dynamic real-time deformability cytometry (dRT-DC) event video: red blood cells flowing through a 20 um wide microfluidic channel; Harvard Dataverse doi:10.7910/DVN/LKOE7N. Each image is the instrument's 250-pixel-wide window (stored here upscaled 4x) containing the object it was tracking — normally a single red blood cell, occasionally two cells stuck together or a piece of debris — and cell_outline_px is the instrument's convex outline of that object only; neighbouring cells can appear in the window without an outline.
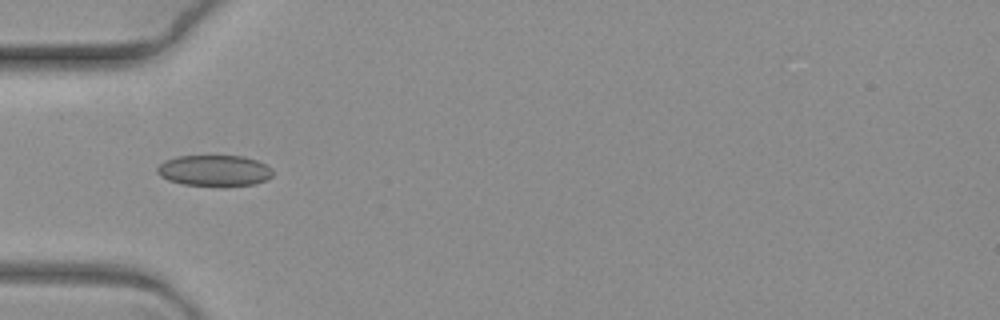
{"species": "common noctule bat (a hibernating species)", "species_latin": "Nyctalus noctula", "temperature_condition": "warm", "stored_images_in_passage": 6, "camera_frame_rate_fps": 3000, "um_per_image_px": 0.085, "animal": {"sex": "female", "body_mass_g": 19.3, "forearm_length_mm": 54.1}, "frame": {"image": 1, "passage_image": 4, "time_ms": 1.0, "image_size_px": [1000, 320], "cell_outline_px": [[272, 176], [268, 180], [252, 184], [184, 184], [168, 180], [160, 176], [156, 172], [156, 168], [164, 160], [176, 156], [244, 156], [256, 160], [264, 164], [272, 172]], "centroid_in_image_um": [18.17, 14.47], "position_along_channel_um": 66.8, "area_um2": 20.35}}
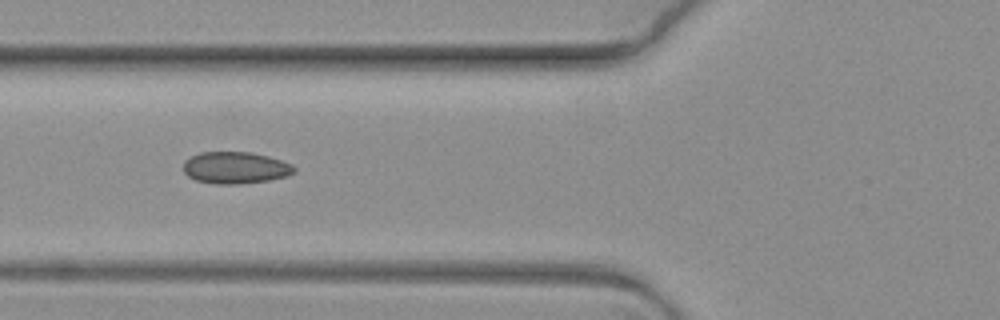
{"frame": {"image": 2, "passage_image": 5, "time_ms": 1.333, "image_size_px": [1000, 320], "cell_outline_px": [[296, 172], [288, 176], [268, 180], [240, 184], [216, 184], [196, 180], [188, 176], [184, 172], [184, 160], [200, 152], [252, 152], [268, 156], [292, 164], [296, 168]], "centroid_in_image_um": [20.03, 14.26], "position_along_channel_um": 105.8, "area_um2": 20.63}}
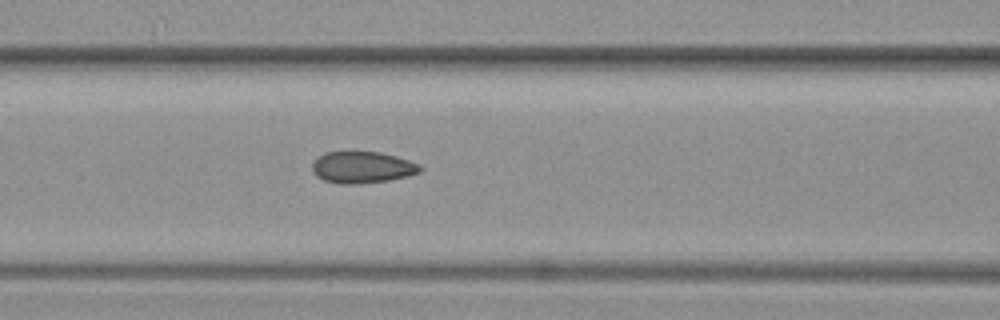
{"frame": {"image": 3, "passage_image": 6, "time_ms": 1.667, "image_size_px": [1000, 320], "cell_outline_px": [[424, 168], [420, 172], [408, 176], [388, 180], [356, 184], [340, 184], [324, 180], [316, 176], [312, 172], [312, 160], [316, 156], [324, 152], [380, 152], [396, 156], [420, 164]], "centroid_in_image_um": [30.76, 14.22], "position_along_channel_um": 135.8, "area_um2": 20.11}}